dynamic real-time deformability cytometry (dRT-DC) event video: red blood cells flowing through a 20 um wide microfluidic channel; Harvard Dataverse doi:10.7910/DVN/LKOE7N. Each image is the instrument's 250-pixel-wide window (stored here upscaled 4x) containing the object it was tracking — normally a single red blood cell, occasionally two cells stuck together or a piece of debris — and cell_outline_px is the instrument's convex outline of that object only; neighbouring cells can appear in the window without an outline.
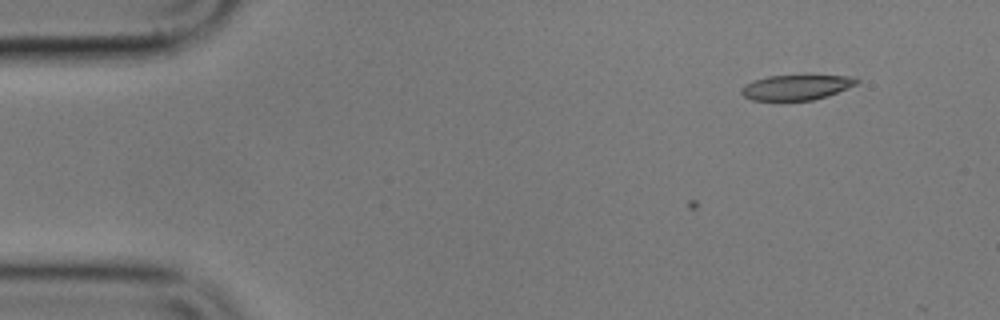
{"species": "common noctule bat (a hibernating species)", "species_latin": "Nyctalus noctula", "temperature_condition": "cold", "stored_images_in_passage": 8, "camera_frame_rate_fps": 3000, "um_per_image_px": 0.085, "animal": {"sex": "male", "body_mass_g": 17.9}, "frame": {"image": 1, "passage_image": 2, "time_ms": 2.333, "image_size_px": [1000, 320], "cell_outline_px": [[860, 80], [856, 84], [828, 96], [812, 100], [752, 100], [744, 96], [740, 92], [740, 88], [744, 84], [752, 80], [768, 76], [856, 76]], "centroid_in_image_um": [67.65, 7.42], "position_along_channel_um": 17.3, "area_um2": 16.82}}
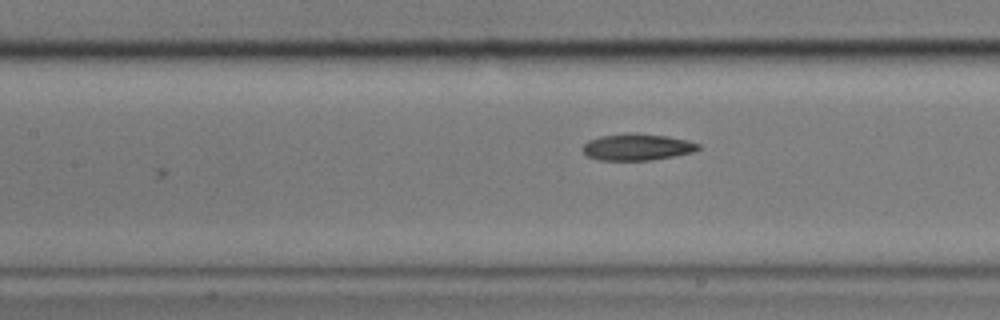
{"frame": {"image": 2, "passage_image": 8, "time_ms": 9.0, "image_size_px": [1000, 320], "cell_outline_px": [[700, 148], [692, 152], [652, 160], [600, 160], [584, 156], [584, 144], [588, 140], [600, 136], [632, 132], [636, 132], [668, 136], [688, 140], [700, 144]], "centroid_in_image_um": [54.14, 12.49], "position_along_channel_um": 153.3, "area_um2": 18.03}}